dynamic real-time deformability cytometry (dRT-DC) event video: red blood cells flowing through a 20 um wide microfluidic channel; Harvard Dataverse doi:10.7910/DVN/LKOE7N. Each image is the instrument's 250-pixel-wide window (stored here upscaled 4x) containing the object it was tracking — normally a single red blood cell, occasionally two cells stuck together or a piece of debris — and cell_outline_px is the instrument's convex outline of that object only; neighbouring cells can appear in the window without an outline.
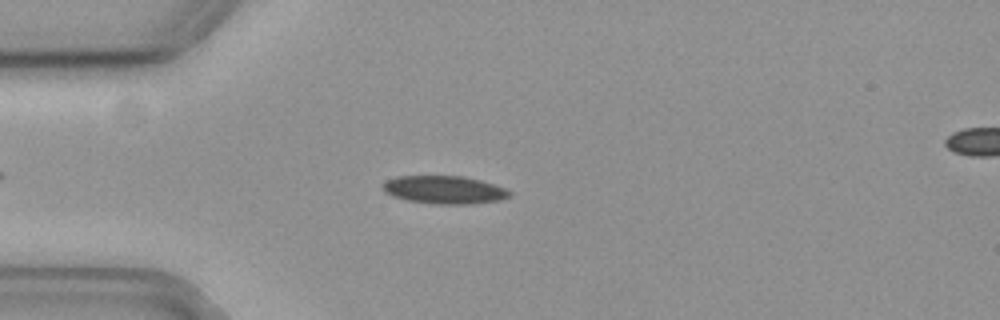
{"species": "common noctule bat (a hibernating species)", "species_latin": "Nyctalus noctula", "temperature_condition": "cold", "stored_images_in_passage": 50, "camera_frame_rate_fps": 3000, "um_per_image_px": 0.085, "animal": {"sex": "female", "body_mass_g": 19.3, "forearm_length_mm": 54.1}, "frame": {"image": 1, "passage_image": 8, "time_ms": 2.333, "image_size_px": [1000, 320], "cell_outline_px": [[512, 196], [500, 200], [472, 204], [436, 204], [408, 200], [392, 196], [384, 192], [380, 184], [384, 180], [396, 176], [464, 176], [480, 180], [504, 188], [512, 192]], "centroid_in_image_um": [37.73, 16.13], "position_along_channel_um": 47.3, "area_um2": 20.87}}
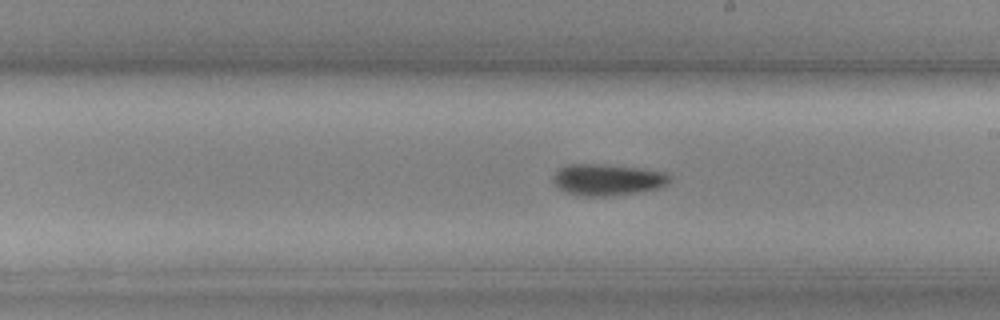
{"frame": {"image": 2, "passage_image": 25, "time_ms": 8.0, "image_size_px": [1000, 320], "cell_outline_px": [[672, 180], [668, 184], [660, 188], [640, 192], [612, 196], [576, 196], [564, 192], [556, 188], [552, 180], [552, 176], [556, 168], [564, 164], [608, 164], [644, 168], [664, 172], [672, 176]], "centroid_in_image_um": [51.6, 15.27], "position_along_channel_um": 237.4, "area_um2": 22.31}}
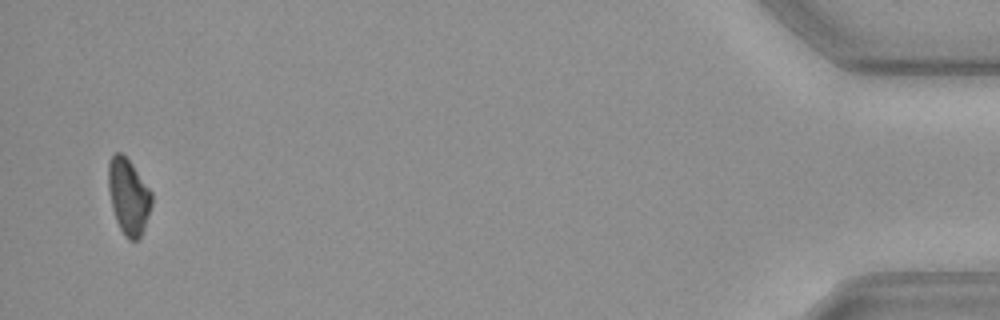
{"frame": {"image": 3, "passage_image": 48, "time_ms": 15.667, "image_size_px": [1000, 320], "cell_outline_px": [[152, 204], [144, 228], [140, 236], [136, 240], [128, 240], [124, 236], [116, 220], [112, 208], [108, 188], [108, 164], [112, 156], [116, 152], [120, 152], [132, 164], [152, 192]], "centroid_in_image_um": [10.92, 16.71], "position_along_channel_um": 424.3, "area_um2": 19.02}}